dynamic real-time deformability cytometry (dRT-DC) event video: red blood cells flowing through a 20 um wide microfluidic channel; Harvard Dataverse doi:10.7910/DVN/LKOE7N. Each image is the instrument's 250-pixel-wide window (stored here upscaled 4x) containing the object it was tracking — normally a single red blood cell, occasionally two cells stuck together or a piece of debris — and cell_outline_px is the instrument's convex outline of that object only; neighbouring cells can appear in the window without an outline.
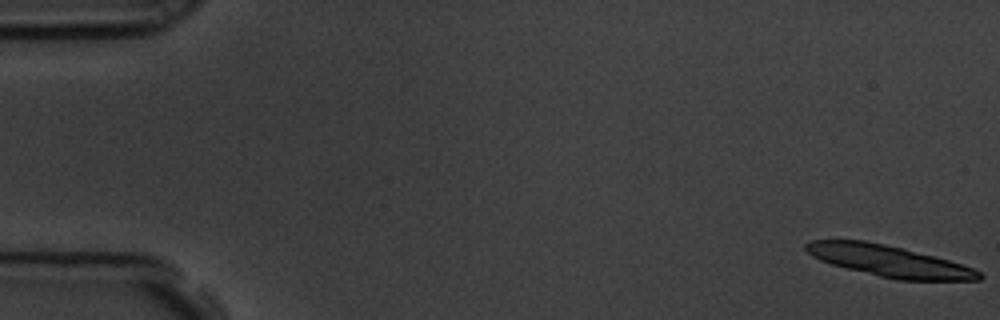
{"species": "common noctule bat (a hibernating species)", "species_latin": "Nyctalus noctula", "temperature_condition": "room temperature", "stored_images_in_passage": 16, "camera_frame_rate_fps": 3000, "um_per_image_px": 0.085, "animal": {"sex": "male", "body_mass_g": 19.5, "forearm_length_mm": 54.6}, "frame": {"image": 1, "passage_image": 1, "time_ms": 0.0, "image_size_px": [1000, 320], "cell_outline_px": [[984, 276], [980, 280], [896, 280], [832, 264], [820, 260], [812, 256], [804, 248], [804, 244], [808, 240], [864, 240], [904, 248], [948, 260], [972, 268], [980, 272]], "centroid_in_image_um": [75.55, 22.18], "position_along_channel_um": 9.5, "area_um2": 31.27}}